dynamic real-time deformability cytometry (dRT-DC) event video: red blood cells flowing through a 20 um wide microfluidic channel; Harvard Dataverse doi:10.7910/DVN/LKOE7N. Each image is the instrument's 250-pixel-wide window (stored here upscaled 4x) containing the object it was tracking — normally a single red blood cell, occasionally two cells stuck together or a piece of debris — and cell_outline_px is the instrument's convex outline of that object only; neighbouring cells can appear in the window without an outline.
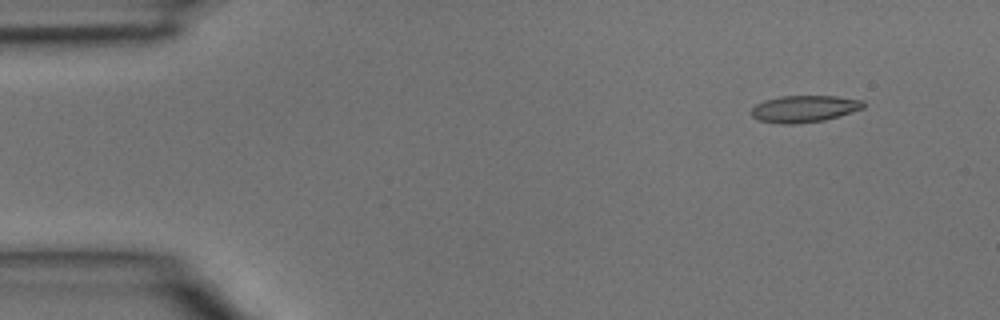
{"species": "common noctule bat (a hibernating species)", "species_latin": "Nyctalus noctula", "temperature_condition": "room temperature", "stored_images_in_passage": 3, "camera_frame_rate_fps": 3000, "um_per_image_px": 0.085, "animal": {"sex": "male", "body_mass_g": 15.6}, "frame": {"image": 1, "passage_image": 1, "time_ms": 0.0, "image_size_px": [1000, 320], "cell_outline_px": [[864, 108], [824, 120], [796, 124], [780, 124], [760, 120], [752, 116], [752, 108], [756, 104], [764, 100], [780, 96], [836, 96], [864, 100]], "centroid_in_image_um": [68.36, 9.24], "position_along_channel_um": 16.6, "area_um2": 17.46}}
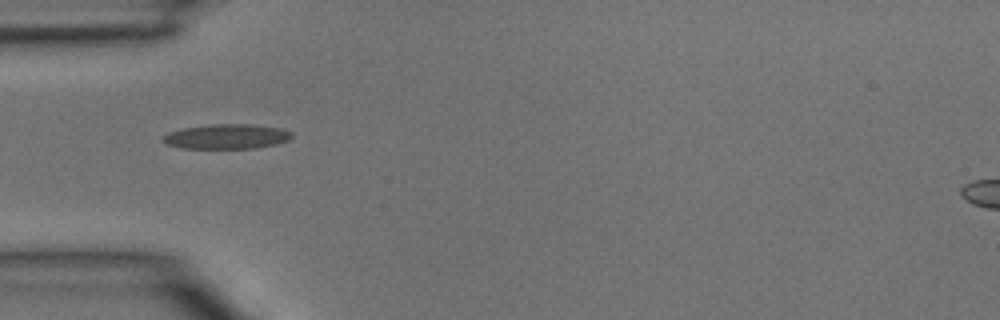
{"frame": {"image": 2, "passage_image": 3, "time_ms": 0.667, "image_size_px": [1000, 320], "cell_outline_px": [[292, 136], [288, 140], [276, 144], [252, 148], [184, 148], [168, 144], [160, 140], [168, 132], [184, 128], [208, 124], [248, 124], [280, 128], [292, 132]], "centroid_in_image_um": [19.26, 11.59], "position_along_channel_um": 65.7, "area_um2": 18.44}}